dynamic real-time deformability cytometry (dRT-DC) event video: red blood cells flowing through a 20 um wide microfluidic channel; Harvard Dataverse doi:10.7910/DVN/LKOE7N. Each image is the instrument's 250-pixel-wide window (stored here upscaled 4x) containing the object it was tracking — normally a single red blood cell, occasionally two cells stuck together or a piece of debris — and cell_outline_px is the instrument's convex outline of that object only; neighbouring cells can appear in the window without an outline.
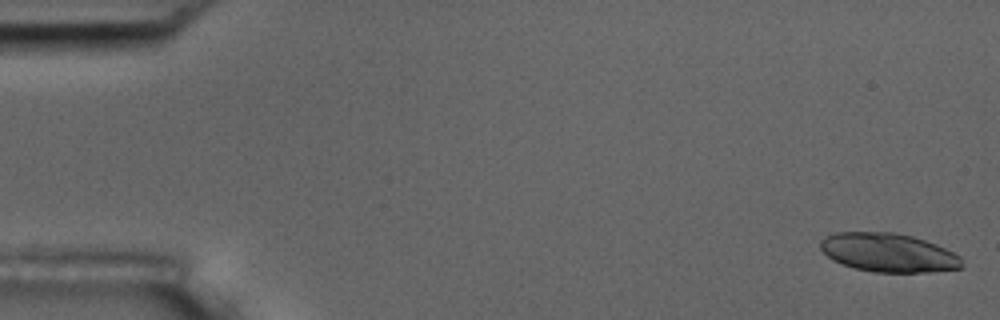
{"species": "common noctule bat (a hibernating species)", "species_latin": "Nyctalus noctula", "temperature_condition": "room temperature", "stored_images_in_passage": 6, "camera_frame_rate_fps": 3000, "um_per_image_px": 0.085, "animal": {"sex": "male", "body_mass_g": 17.5, "forearm_length_mm": 52.3}, "frame": {"image": 1, "passage_image": 1, "time_ms": 0.0, "image_size_px": [1000, 320], "cell_outline_px": [[964, 268], [928, 272], [876, 272], [856, 268], [832, 260], [820, 248], [820, 240], [824, 236], [836, 232], [896, 232], [912, 236], [936, 244], [960, 256], [964, 260]], "centroid_in_image_um": [75.53, 21.47], "position_along_channel_um": 9.5, "area_um2": 32.02}}